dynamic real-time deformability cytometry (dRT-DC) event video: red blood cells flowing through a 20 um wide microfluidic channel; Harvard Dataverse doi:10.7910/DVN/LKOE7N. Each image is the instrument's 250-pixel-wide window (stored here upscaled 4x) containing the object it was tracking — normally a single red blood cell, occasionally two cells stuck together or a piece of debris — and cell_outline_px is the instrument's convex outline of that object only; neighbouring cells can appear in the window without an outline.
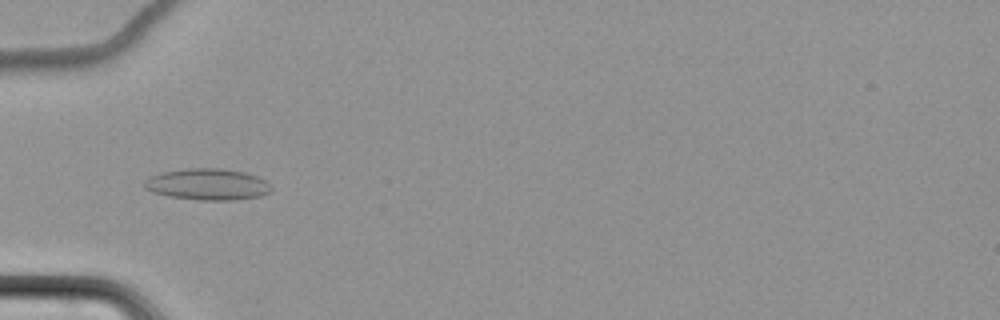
{"species": "common noctule bat (a hibernating species)", "species_latin": "Nyctalus noctula", "temperature_condition": "cold", "stored_images_in_passage": 8, "camera_frame_rate_fps": 3000, "um_per_image_px": 0.085, "animal": {"sex": "female", "body_mass_g": 22.7, "forearm_length_mm": 54.2}, "frame": {"image": 1, "passage_image": 6, "time_ms": 6.667, "image_size_px": [1000, 320], "cell_outline_px": [[272, 188], [268, 192], [260, 196], [236, 200], [200, 200], [168, 196], [152, 192], [144, 188], [144, 180], [148, 176], [164, 172], [188, 168], [220, 168], [244, 172], [256, 176], [264, 180]], "centroid_in_image_um": [17.6, 15.67], "position_along_channel_um": 67.4, "area_um2": 23.18}}
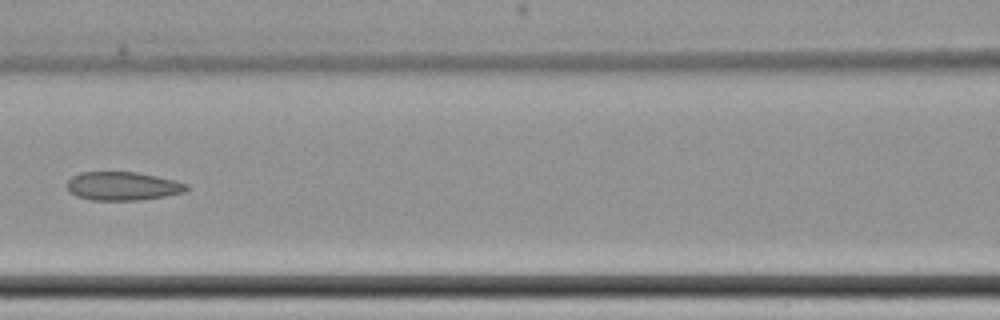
{"frame": {"image": 2, "passage_image": 8, "time_ms": 9.333, "image_size_px": [1000, 320], "cell_outline_px": [[188, 188], [184, 192], [164, 196], [140, 200], [92, 200], [76, 196], [68, 192], [68, 180], [72, 176], [80, 172], [136, 172], [156, 176], [188, 184]], "centroid_in_image_um": [10.39, 15.82], "position_along_channel_um": 156.2, "area_um2": 19.77}}